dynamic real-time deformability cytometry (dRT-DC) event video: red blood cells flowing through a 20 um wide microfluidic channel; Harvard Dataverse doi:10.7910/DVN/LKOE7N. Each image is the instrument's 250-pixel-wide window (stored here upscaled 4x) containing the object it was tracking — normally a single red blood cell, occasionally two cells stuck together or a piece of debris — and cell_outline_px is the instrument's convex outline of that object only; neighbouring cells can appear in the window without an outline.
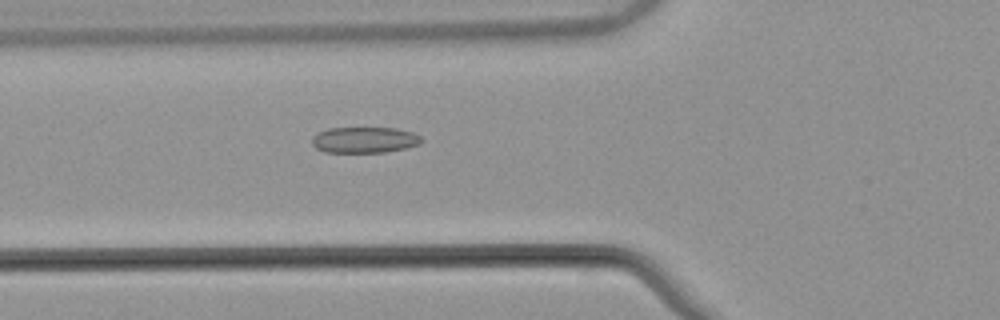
{"species": "common noctule bat (a hibernating species)", "species_latin": "Nyctalus noctula", "temperature_condition": "warm", "stored_images_in_passage": 53, "camera_frame_rate_fps": 3000, "um_per_image_px": 0.085, "animal": {"sex": "male", "body_mass_g": 21.5, "forearm_length_mm": 52.0}, "frame": {"image": 1, "passage_image": 20, "time_ms": 6.333, "image_size_px": [1000, 320], "cell_outline_px": [[424, 140], [420, 144], [404, 148], [384, 152], [324, 152], [316, 148], [312, 144], [312, 136], [328, 128], [396, 128], [412, 132], [420, 136]], "centroid_in_image_um": [30.98, 11.89], "position_along_channel_um": 94.8, "area_um2": 16.53}}
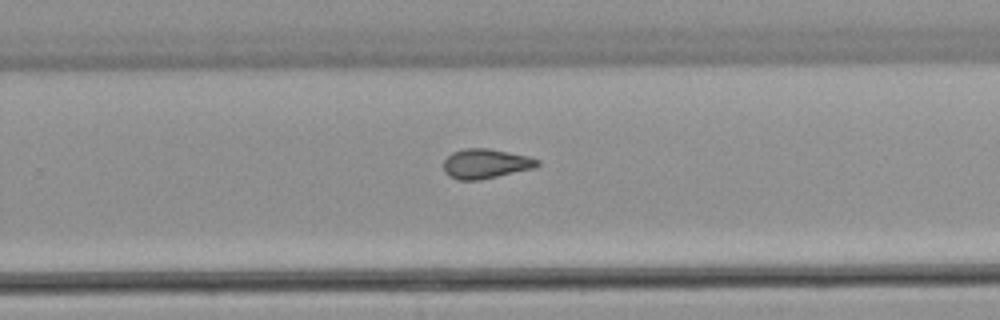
{"frame": {"image": 2, "passage_image": 35, "time_ms": 11.333, "image_size_px": [1000, 320], "cell_outline_px": [[540, 164], [536, 168], [480, 180], [456, 180], [448, 176], [444, 172], [444, 160], [452, 152], [464, 148], [488, 148], [528, 156], [540, 160]], "centroid_in_image_um": [41.28, 13.92], "position_along_channel_um": 288.5, "area_um2": 16.42}}
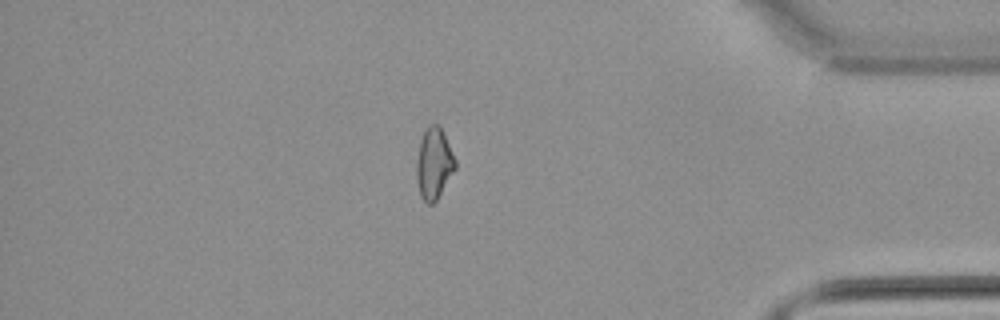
{"frame": {"image": 3, "passage_image": 46, "time_ms": 15.0, "image_size_px": [1000, 320], "cell_outline_px": [[456, 168], [436, 200], [432, 204], [428, 204], [420, 196], [416, 176], [416, 160], [420, 140], [424, 128], [428, 124], [440, 124], [444, 132], [456, 160]], "centroid_in_image_um": [36.88, 13.84], "position_along_channel_um": 398.3, "area_um2": 16.3}, "authors_computed_cell_mechanics": {"area_um2": 16.5308, "velocity_mm_per_s": 3.8754, "shape_relaxation_time_tau1_ms": null, "shape_relaxation_time_tau2_ms": 2.6887, "deformation_change_tau1": null, "deformation_change_tau2": 0.0942}}